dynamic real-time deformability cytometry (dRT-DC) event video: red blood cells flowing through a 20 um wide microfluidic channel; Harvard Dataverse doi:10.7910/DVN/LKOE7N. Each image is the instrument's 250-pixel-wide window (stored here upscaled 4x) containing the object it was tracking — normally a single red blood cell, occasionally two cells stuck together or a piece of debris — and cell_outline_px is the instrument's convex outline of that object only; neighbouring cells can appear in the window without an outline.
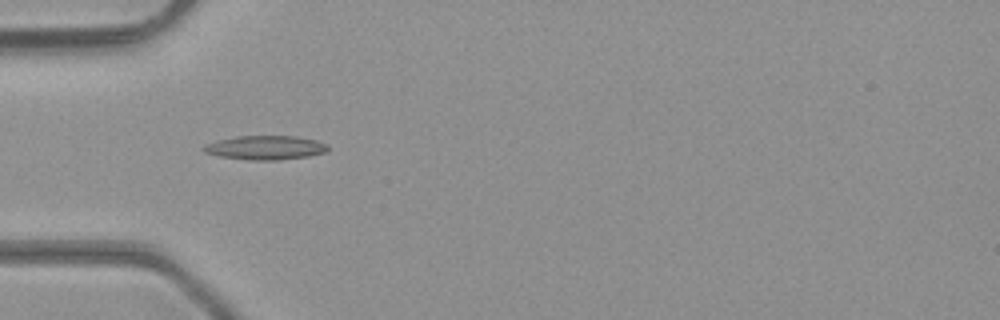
{"species": "common noctule bat (a hibernating species)", "species_latin": "Nyctalus noctula", "temperature_condition": "room temperature", "stored_images_in_passage": 4, "camera_frame_rate_fps": 3000, "um_per_image_px": 0.085, "animal": {"sex": "male", "body_mass_g": 23.1, "forearm_length_mm": 52.7}, "frame": {"image": 1, "passage_image": 2, "time_ms": 0.333, "image_size_px": [1000, 320], "cell_outline_px": [[328, 148], [324, 152], [308, 156], [280, 160], [252, 160], [220, 156], [204, 152], [200, 148], [204, 144], [216, 140], [236, 136], [296, 136], [316, 140], [328, 144]], "centroid_in_image_um": [22.52, 12.54], "position_along_channel_um": 62.5, "area_um2": 17.46}}
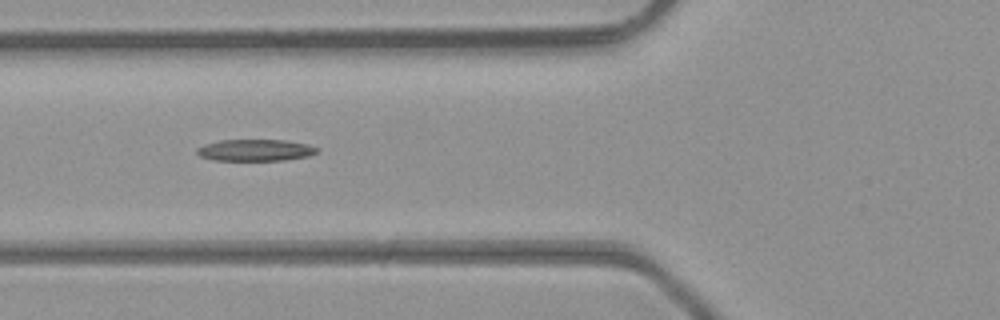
{"frame": {"image": 2, "passage_image": 3, "time_ms": 0.667, "image_size_px": [1000, 320], "cell_outline_px": [[320, 148], [316, 152], [308, 156], [284, 160], [212, 160], [200, 156], [196, 152], [196, 148], [204, 144], [220, 140], [284, 140], [308, 144]], "centroid_in_image_um": [21.69, 12.76], "position_along_channel_um": 104.1, "area_um2": 15.14}}
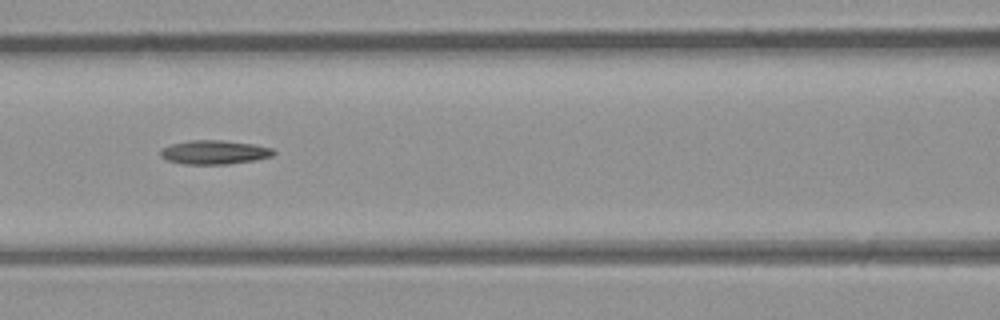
{"frame": {"image": 3, "passage_image": 4, "time_ms": 1.0, "image_size_px": [1000, 320], "cell_outline_px": [[276, 152], [272, 156], [256, 160], [228, 164], [184, 164], [168, 160], [160, 156], [160, 152], [164, 148], [172, 144], [188, 140], [220, 140], [256, 144], [272, 148]], "centroid_in_image_um": [18.26, 12.94], "position_along_channel_um": 148.3, "area_um2": 15.78}}